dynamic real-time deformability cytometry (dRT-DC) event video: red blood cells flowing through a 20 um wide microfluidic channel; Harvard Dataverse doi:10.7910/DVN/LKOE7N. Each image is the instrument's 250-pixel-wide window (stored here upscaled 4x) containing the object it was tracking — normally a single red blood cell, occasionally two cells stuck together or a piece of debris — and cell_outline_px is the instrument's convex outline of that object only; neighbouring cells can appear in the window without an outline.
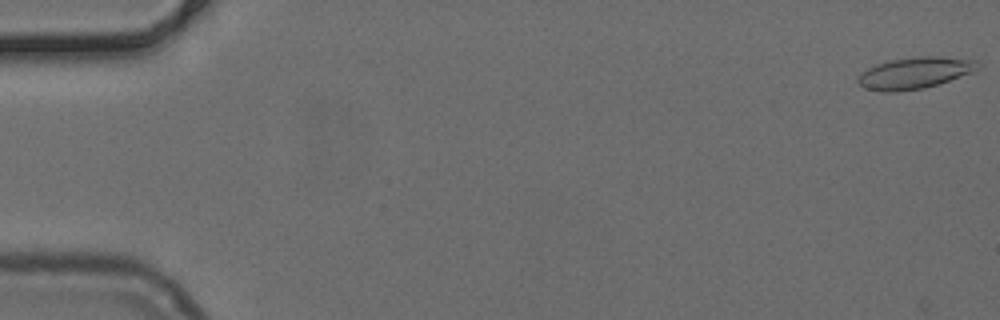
{"species": "common noctule bat (a hibernating species)", "species_latin": "Nyctalus noctula", "temperature_condition": "cold", "stored_images_in_passage": 52, "camera_frame_rate_fps": 3000, "um_per_image_px": 0.085, "animal": {"sex": "female", "body_mass_g": 24.6, "forearm_length_mm": 56.2}, "frame": {"image": 1, "passage_image": 1, "time_ms": 0.0, "image_size_px": [1000, 320], "cell_outline_px": [[980, 68], [972, 72], [924, 88], [896, 92], [884, 92], [868, 88], [860, 84], [856, 80], [860, 72], [876, 64], [888, 60], [920, 56], [940, 56], [976, 60], [980, 64]], "centroid_in_image_um": [77.74, 6.19], "position_along_channel_um": 7.3, "area_um2": 21.91}}
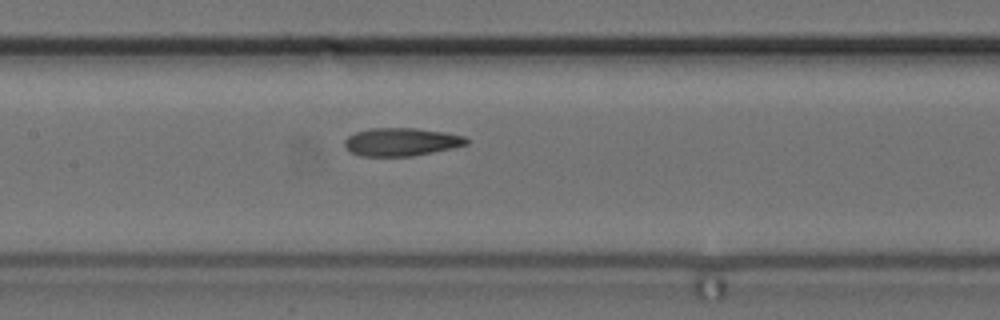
{"frame": {"image": 2, "passage_image": 25, "time_ms": 8.0, "image_size_px": [1000, 320], "cell_outline_px": [[468, 144], [452, 148], [412, 156], [360, 156], [352, 152], [344, 144], [344, 140], [348, 136], [356, 132], [368, 128], [416, 128], [444, 132], [464, 136], [468, 140]], "centroid_in_image_um": [34.1, 12.05], "position_along_channel_um": 173.3, "area_um2": 19.83}}
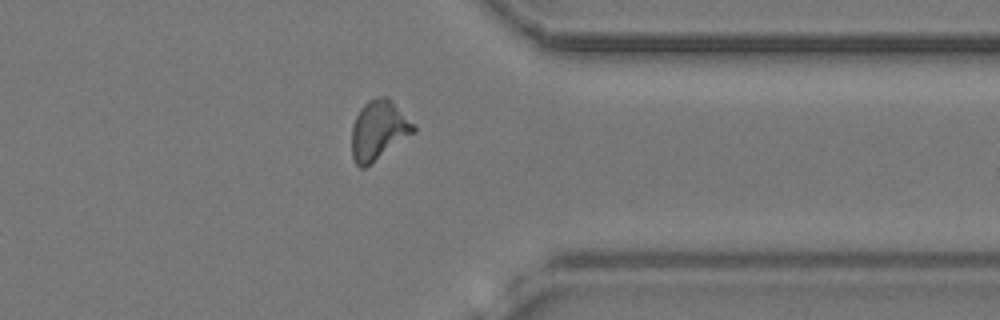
{"frame": {"image": 3, "passage_image": 41, "time_ms": 13.333, "image_size_px": [1000, 320], "cell_outline_px": [[416, 132], [364, 168], [360, 168], [356, 164], [352, 156], [352, 124], [360, 108], [368, 100], [376, 96], [388, 96], [416, 124]], "centroid_in_image_um": [32.21, 11.03], "position_along_channel_um": 379.2, "area_um2": 21.68}}